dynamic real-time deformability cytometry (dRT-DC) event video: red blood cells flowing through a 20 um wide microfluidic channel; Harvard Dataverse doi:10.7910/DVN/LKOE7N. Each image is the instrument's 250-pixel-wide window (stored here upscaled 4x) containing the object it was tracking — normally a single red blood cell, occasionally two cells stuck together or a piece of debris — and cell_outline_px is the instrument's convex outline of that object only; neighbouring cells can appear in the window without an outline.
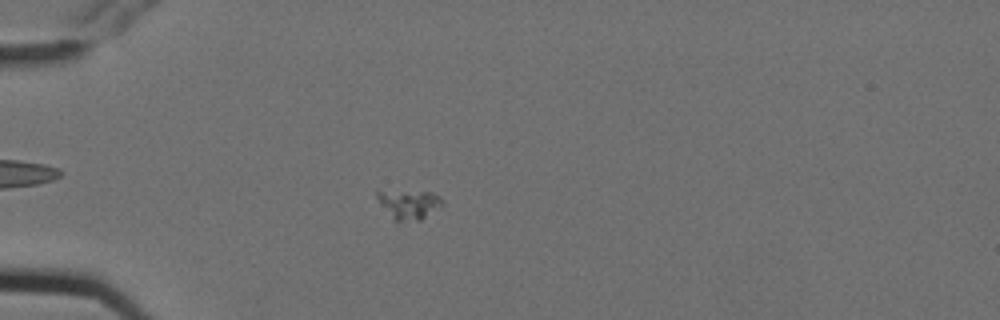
{"species": "Egyptian fruit bat (a non-hibernating species)", "species_latin": "Rousettus aegyptiacus", "temperature_condition": "cold", "stored_images_in_passage": 7, "camera_frame_rate_fps": 3000, "um_per_image_px": 0.085, "animal": {"sex": "female"}, "frame": {"image": 1, "passage_image": 6, "time_ms": 1.667, "image_size_px": [1000, 320], "cell_outline_px": [[444, 204], [420, 220], [396, 224], [376, 196], [376, 192], [432, 192], [440, 196], [444, 200]], "centroid_in_image_um": [34.81, 17.42], "position_along_channel_um": 50.2, "area_um2": 10.98}}